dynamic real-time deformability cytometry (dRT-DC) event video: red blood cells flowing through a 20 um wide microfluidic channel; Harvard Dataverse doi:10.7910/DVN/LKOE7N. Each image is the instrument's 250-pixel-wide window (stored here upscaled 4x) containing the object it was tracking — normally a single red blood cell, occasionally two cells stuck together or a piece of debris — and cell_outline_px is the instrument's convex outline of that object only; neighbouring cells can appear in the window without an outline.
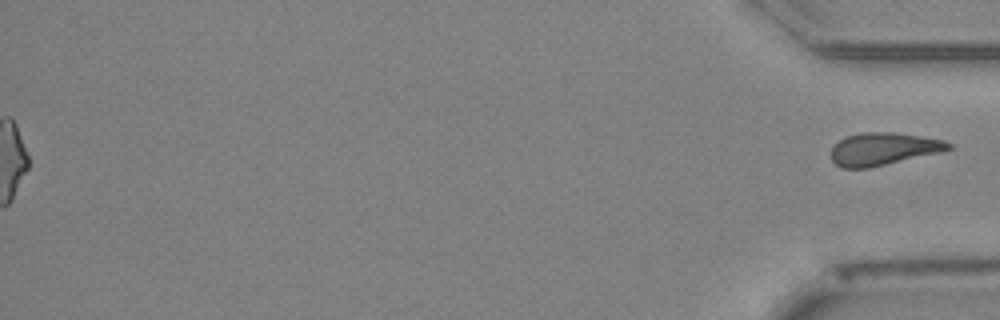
{"species": "Egyptian fruit bat (a non-hibernating species)", "species_latin": "Rousettus aegyptiacus", "temperature_condition": "cold", "stored_images_in_passage": 52, "segment_of_instrument_passage": [2, 2], "camera_frame_rate_fps": 3000, "um_per_image_px": 0.085, "animal": {"sex": "female"}, "frame": {"image": 1, "passage_image": 52, "time_ms": 17.0, "image_size_px": [1000, 320], "cell_outline_px": [[952, 148], [940, 152], [868, 168], [844, 168], [836, 164], [832, 160], [832, 144], [848, 136], [860, 132], [892, 132], [920, 136], [944, 140], [952, 144]], "centroid_in_image_um": [75.07, 12.65], "position_along_channel_um": 360.1, "area_um2": 22.08}}